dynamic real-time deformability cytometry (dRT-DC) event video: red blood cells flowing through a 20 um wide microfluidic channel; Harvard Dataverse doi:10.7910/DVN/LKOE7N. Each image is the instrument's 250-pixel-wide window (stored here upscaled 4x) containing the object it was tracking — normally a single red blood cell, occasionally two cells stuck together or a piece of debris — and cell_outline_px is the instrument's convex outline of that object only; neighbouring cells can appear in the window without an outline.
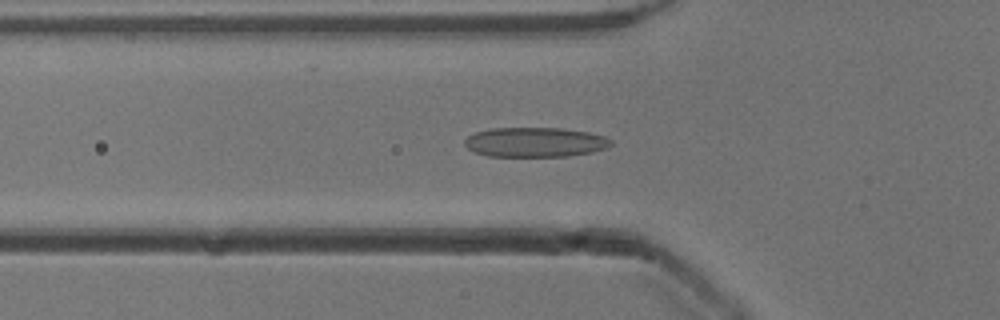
{"species": "common noctule bat (a hibernating species)", "species_latin": "Nyctalus noctula", "temperature_condition": "cold", "stored_images_in_passage": 46, "camera_frame_rate_fps": 3000, "um_per_image_px": 0.085, "animal": {"sex": "male", "body_mass_g": 13.3}, "frame": {"image": 1, "passage_image": 12, "time_ms": 3.667, "image_size_px": [1000, 320], "cell_outline_px": [[612, 144], [604, 148], [592, 152], [568, 156], [488, 156], [476, 152], [468, 148], [464, 144], [464, 140], [468, 136], [476, 132], [492, 128], [560, 128], [588, 132], [604, 136], [612, 140]], "centroid_in_image_um": [45.48, 12.08], "position_along_channel_um": 80.3, "area_um2": 25.14}}
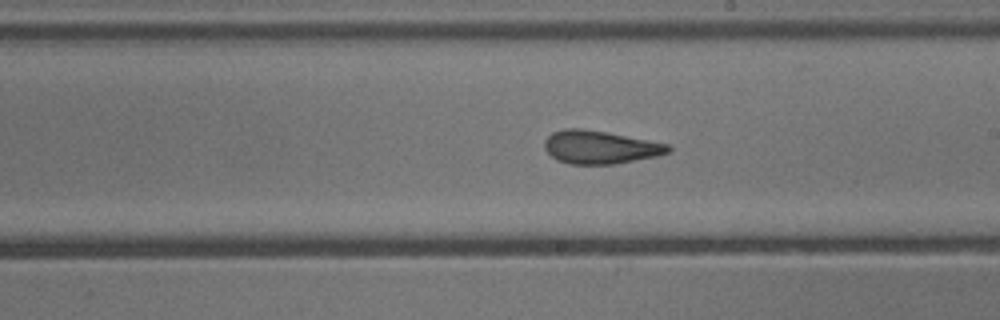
{"frame": {"image": 2, "passage_image": 24, "time_ms": 7.667, "image_size_px": [1000, 320], "cell_outline_px": [[672, 148], [668, 152], [656, 156], [612, 164], [572, 164], [556, 160], [544, 148], [544, 140], [552, 132], [564, 128], [580, 128], [608, 132], [668, 144]], "centroid_in_image_um": [50.96, 12.5], "position_along_channel_um": 238.0, "area_um2": 23.76}}
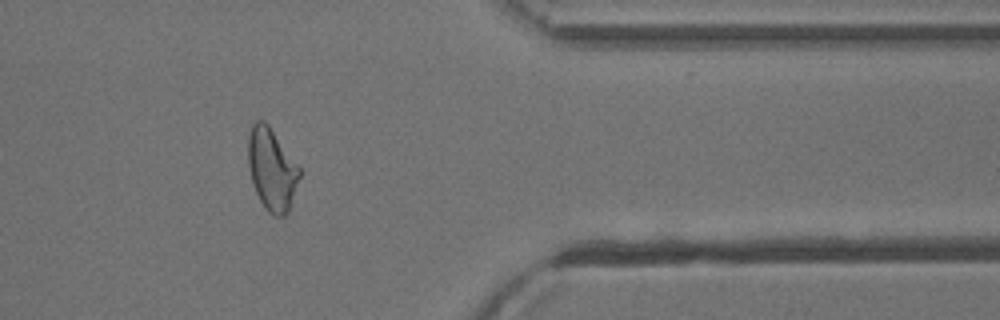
{"frame": {"image": 3, "passage_image": 37, "time_ms": 12.0, "image_size_px": [1000, 320], "cell_outline_px": [[300, 176], [288, 212], [284, 216], [276, 216], [268, 212], [260, 200], [256, 192], [252, 180], [248, 164], [248, 136], [252, 124], [256, 120], [264, 120], [268, 124], [300, 168]], "centroid_in_image_um": [23.09, 14.38], "position_along_channel_um": 388.3, "area_um2": 24.28}, "authors_computed_cell_mechanics": {"area_um2": 24.5072, "velocity_mm_per_s": 3.9129, "shape_relaxation_time_tau1_ms": 5.7845, "shape_relaxation_time_tau2_ms": 1.4552, "deformation_change_tau1": 0.1599, "deformation_change_tau2": 0.0989}}